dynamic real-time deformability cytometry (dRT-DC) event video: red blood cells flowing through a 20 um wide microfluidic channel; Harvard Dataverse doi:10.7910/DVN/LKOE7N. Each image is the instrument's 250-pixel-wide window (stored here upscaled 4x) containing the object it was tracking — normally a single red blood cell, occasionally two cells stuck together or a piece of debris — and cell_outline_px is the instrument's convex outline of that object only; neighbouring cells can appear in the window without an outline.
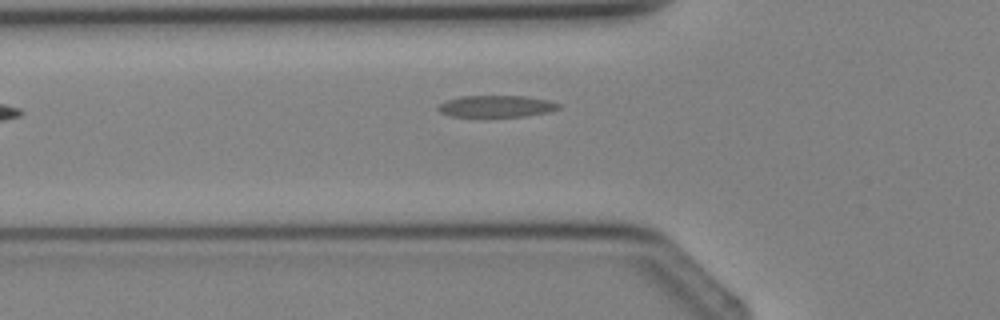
{"species": "Egyptian fruit bat (a non-hibernating species)", "species_latin": "Rousettus aegyptiacus", "temperature_condition": "cold", "stored_images_in_passage": 4, "camera_frame_rate_fps": 3000, "um_per_image_px": 0.085, "animal": {"sex": "female"}, "frame": {"image": 1, "passage_image": 4, "time_ms": 4.333, "image_size_px": [1000, 320], "cell_outline_px": [[560, 108], [548, 112], [524, 116], [448, 116], [440, 112], [436, 108], [444, 100], [460, 96], [524, 96], [548, 100], [560, 104]], "centroid_in_image_um": [42.15, 9.02], "position_along_channel_um": 83.7, "area_um2": 15.2}}